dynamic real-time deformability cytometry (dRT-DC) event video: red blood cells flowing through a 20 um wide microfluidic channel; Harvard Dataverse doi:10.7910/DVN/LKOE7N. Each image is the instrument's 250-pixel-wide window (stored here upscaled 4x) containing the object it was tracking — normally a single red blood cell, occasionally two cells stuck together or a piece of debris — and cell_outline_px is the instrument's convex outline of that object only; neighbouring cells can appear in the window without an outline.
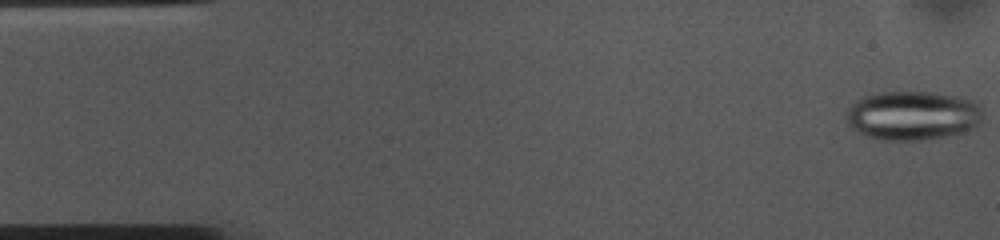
{"species": "common noctule bat (a hibernating species)", "species_latin": "Nyctalus noctula", "temperature_condition": "cold", "stored_images_in_passage": 53, "camera_frame_rate_fps": 3000, "um_per_image_px": 0.085, "animal": {"sex": "female", "body_mass_g": 10.0, "forearm_length_mm": 53.1}, "frame": {"image": 1, "passage_image": 1, "time_ms": 0.0, "image_size_px": [1000, 240], "cell_outline_px": [[984, 112], [980, 124], [956, 136], [928, 140], [880, 140], [864, 136], [852, 128], [844, 120], [848, 108], [856, 100], [864, 96], [876, 92], [932, 92], [956, 96], [972, 100]], "centroid_in_image_um": [77.57, 9.84], "position_along_channel_um": 7.4, "area_um2": 39.82}}
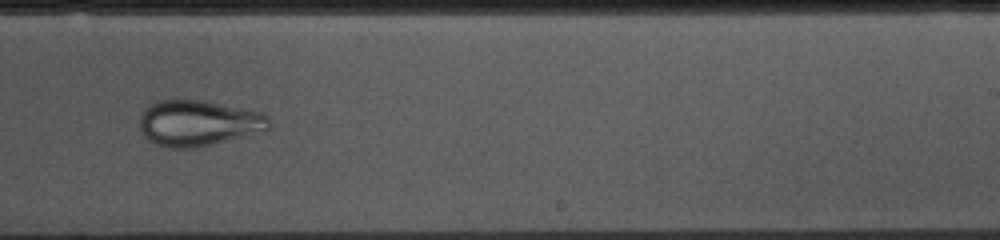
{"frame": {"image": 2, "passage_image": 32, "time_ms": 10.333, "image_size_px": [1000, 240], "cell_outline_px": [[272, 128], [268, 132], [196, 148], [168, 148], [156, 144], [148, 140], [144, 136], [140, 128], [140, 116], [144, 108], [156, 100], [200, 100], [264, 112], [268, 116], [272, 124]], "centroid_in_image_um": [16.94, 10.48], "position_along_channel_um": 272.1, "area_um2": 35.37}}
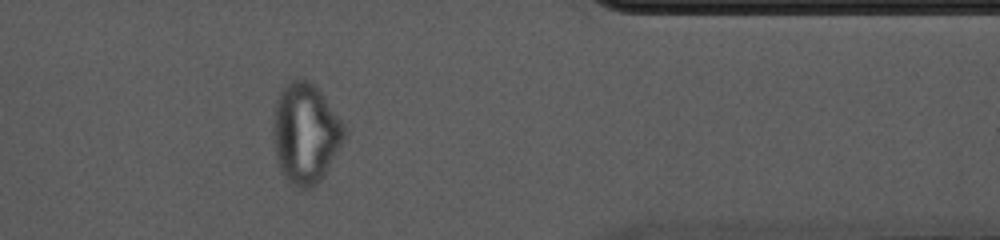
{"frame": {"image": 3, "passage_image": 43, "time_ms": 14.0, "image_size_px": [1000, 240], "cell_outline_px": [[348, 132], [340, 148], [324, 176], [312, 188], [300, 188], [292, 184], [284, 176], [276, 160], [272, 136], [272, 124], [276, 100], [280, 92], [288, 80], [300, 76], [308, 80], [320, 88], [344, 124]], "centroid_in_image_um": [25.97, 11.28], "position_along_channel_um": 385.4, "area_um2": 42.43}}